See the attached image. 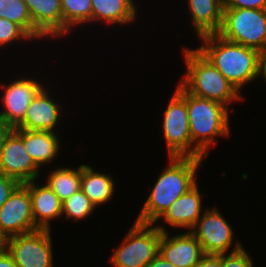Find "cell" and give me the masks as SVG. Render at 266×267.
Wrapping results in <instances>:
<instances>
[{
    "label": "cell",
    "instance_id": "cell-1",
    "mask_svg": "<svg viewBox=\"0 0 266 267\" xmlns=\"http://www.w3.org/2000/svg\"><path fill=\"white\" fill-rule=\"evenodd\" d=\"M202 45L197 49L220 71L239 92L245 84L263 77L262 53L254 48L233 43L220 35L199 37Z\"/></svg>",
    "mask_w": 266,
    "mask_h": 267
},
{
    "label": "cell",
    "instance_id": "cell-2",
    "mask_svg": "<svg viewBox=\"0 0 266 267\" xmlns=\"http://www.w3.org/2000/svg\"><path fill=\"white\" fill-rule=\"evenodd\" d=\"M168 159L170 164L159 174L135 221L157 224L174 201L198 184L196 173L204 159L174 156Z\"/></svg>",
    "mask_w": 266,
    "mask_h": 267
},
{
    "label": "cell",
    "instance_id": "cell-3",
    "mask_svg": "<svg viewBox=\"0 0 266 267\" xmlns=\"http://www.w3.org/2000/svg\"><path fill=\"white\" fill-rule=\"evenodd\" d=\"M189 129L192 139V157L205 159L218 137L230 134L228 107L224 104L197 97L186 91Z\"/></svg>",
    "mask_w": 266,
    "mask_h": 267
},
{
    "label": "cell",
    "instance_id": "cell-4",
    "mask_svg": "<svg viewBox=\"0 0 266 267\" xmlns=\"http://www.w3.org/2000/svg\"><path fill=\"white\" fill-rule=\"evenodd\" d=\"M183 55L187 71L179 84L188 93L220 102L227 107L233 101L243 100L240 92L197 48H184Z\"/></svg>",
    "mask_w": 266,
    "mask_h": 267
},
{
    "label": "cell",
    "instance_id": "cell-5",
    "mask_svg": "<svg viewBox=\"0 0 266 267\" xmlns=\"http://www.w3.org/2000/svg\"><path fill=\"white\" fill-rule=\"evenodd\" d=\"M217 34L263 53L266 50V9L223 8V22Z\"/></svg>",
    "mask_w": 266,
    "mask_h": 267
},
{
    "label": "cell",
    "instance_id": "cell-6",
    "mask_svg": "<svg viewBox=\"0 0 266 267\" xmlns=\"http://www.w3.org/2000/svg\"><path fill=\"white\" fill-rule=\"evenodd\" d=\"M153 224L134 221L122 244L113 251V267H146L159 254L162 231Z\"/></svg>",
    "mask_w": 266,
    "mask_h": 267
},
{
    "label": "cell",
    "instance_id": "cell-7",
    "mask_svg": "<svg viewBox=\"0 0 266 267\" xmlns=\"http://www.w3.org/2000/svg\"><path fill=\"white\" fill-rule=\"evenodd\" d=\"M162 130L169 157H192L186 90L180 84L163 112Z\"/></svg>",
    "mask_w": 266,
    "mask_h": 267
},
{
    "label": "cell",
    "instance_id": "cell-8",
    "mask_svg": "<svg viewBox=\"0 0 266 267\" xmlns=\"http://www.w3.org/2000/svg\"><path fill=\"white\" fill-rule=\"evenodd\" d=\"M6 250L19 267H53L51 230L38 229L6 239Z\"/></svg>",
    "mask_w": 266,
    "mask_h": 267
},
{
    "label": "cell",
    "instance_id": "cell-9",
    "mask_svg": "<svg viewBox=\"0 0 266 267\" xmlns=\"http://www.w3.org/2000/svg\"><path fill=\"white\" fill-rule=\"evenodd\" d=\"M190 232L201 244L204 254H226L233 244L234 231L216 207L203 211Z\"/></svg>",
    "mask_w": 266,
    "mask_h": 267
},
{
    "label": "cell",
    "instance_id": "cell-10",
    "mask_svg": "<svg viewBox=\"0 0 266 267\" xmlns=\"http://www.w3.org/2000/svg\"><path fill=\"white\" fill-rule=\"evenodd\" d=\"M38 229L32 214L29 188L19 184L0 208V232L9 238Z\"/></svg>",
    "mask_w": 266,
    "mask_h": 267
},
{
    "label": "cell",
    "instance_id": "cell-11",
    "mask_svg": "<svg viewBox=\"0 0 266 267\" xmlns=\"http://www.w3.org/2000/svg\"><path fill=\"white\" fill-rule=\"evenodd\" d=\"M1 87L4 90L1 96L4 111H0V120L16 128L23 121L31 101L44 86L36 79L17 78Z\"/></svg>",
    "mask_w": 266,
    "mask_h": 267
},
{
    "label": "cell",
    "instance_id": "cell-12",
    "mask_svg": "<svg viewBox=\"0 0 266 267\" xmlns=\"http://www.w3.org/2000/svg\"><path fill=\"white\" fill-rule=\"evenodd\" d=\"M40 169L24 146L23 139L13 130L7 137L0 155V173L20 184L39 178Z\"/></svg>",
    "mask_w": 266,
    "mask_h": 267
},
{
    "label": "cell",
    "instance_id": "cell-13",
    "mask_svg": "<svg viewBox=\"0 0 266 267\" xmlns=\"http://www.w3.org/2000/svg\"><path fill=\"white\" fill-rule=\"evenodd\" d=\"M162 231L159 255L176 267H194L205 255L202 246L190 232L169 236L165 226L156 225Z\"/></svg>",
    "mask_w": 266,
    "mask_h": 267
},
{
    "label": "cell",
    "instance_id": "cell-14",
    "mask_svg": "<svg viewBox=\"0 0 266 267\" xmlns=\"http://www.w3.org/2000/svg\"><path fill=\"white\" fill-rule=\"evenodd\" d=\"M33 22V39L63 37L60 0H24Z\"/></svg>",
    "mask_w": 266,
    "mask_h": 267
},
{
    "label": "cell",
    "instance_id": "cell-15",
    "mask_svg": "<svg viewBox=\"0 0 266 267\" xmlns=\"http://www.w3.org/2000/svg\"><path fill=\"white\" fill-rule=\"evenodd\" d=\"M43 87L31 101L23 121L14 129L56 132L60 122L61 107L50 91Z\"/></svg>",
    "mask_w": 266,
    "mask_h": 267
},
{
    "label": "cell",
    "instance_id": "cell-16",
    "mask_svg": "<svg viewBox=\"0 0 266 267\" xmlns=\"http://www.w3.org/2000/svg\"><path fill=\"white\" fill-rule=\"evenodd\" d=\"M36 180L24 183L30 192L32 214L39 229L51 230V220L62 216V201L45 183L37 185Z\"/></svg>",
    "mask_w": 266,
    "mask_h": 267
},
{
    "label": "cell",
    "instance_id": "cell-17",
    "mask_svg": "<svg viewBox=\"0 0 266 267\" xmlns=\"http://www.w3.org/2000/svg\"><path fill=\"white\" fill-rule=\"evenodd\" d=\"M202 196L196 184L174 201L159 219L164 220L171 227L190 231L203 213Z\"/></svg>",
    "mask_w": 266,
    "mask_h": 267
},
{
    "label": "cell",
    "instance_id": "cell-18",
    "mask_svg": "<svg viewBox=\"0 0 266 267\" xmlns=\"http://www.w3.org/2000/svg\"><path fill=\"white\" fill-rule=\"evenodd\" d=\"M14 131L23 139L25 149L39 168L57 158L61 149V139H58L57 132L25 129Z\"/></svg>",
    "mask_w": 266,
    "mask_h": 267
},
{
    "label": "cell",
    "instance_id": "cell-19",
    "mask_svg": "<svg viewBox=\"0 0 266 267\" xmlns=\"http://www.w3.org/2000/svg\"><path fill=\"white\" fill-rule=\"evenodd\" d=\"M192 25L197 37L216 34L223 22V4L220 0H187Z\"/></svg>",
    "mask_w": 266,
    "mask_h": 267
},
{
    "label": "cell",
    "instance_id": "cell-20",
    "mask_svg": "<svg viewBox=\"0 0 266 267\" xmlns=\"http://www.w3.org/2000/svg\"><path fill=\"white\" fill-rule=\"evenodd\" d=\"M92 22H104L111 25H125L137 18V4L134 0H91Z\"/></svg>",
    "mask_w": 266,
    "mask_h": 267
},
{
    "label": "cell",
    "instance_id": "cell-21",
    "mask_svg": "<svg viewBox=\"0 0 266 267\" xmlns=\"http://www.w3.org/2000/svg\"><path fill=\"white\" fill-rule=\"evenodd\" d=\"M90 165H81V190L97 207L110 201L115 192V182L110 174L96 172Z\"/></svg>",
    "mask_w": 266,
    "mask_h": 267
},
{
    "label": "cell",
    "instance_id": "cell-22",
    "mask_svg": "<svg viewBox=\"0 0 266 267\" xmlns=\"http://www.w3.org/2000/svg\"><path fill=\"white\" fill-rule=\"evenodd\" d=\"M47 177L46 184L63 202L81 188V165L77 169L58 166V169L50 171Z\"/></svg>",
    "mask_w": 266,
    "mask_h": 267
},
{
    "label": "cell",
    "instance_id": "cell-23",
    "mask_svg": "<svg viewBox=\"0 0 266 267\" xmlns=\"http://www.w3.org/2000/svg\"><path fill=\"white\" fill-rule=\"evenodd\" d=\"M63 17V36L71 32L72 27L92 22L91 0H60Z\"/></svg>",
    "mask_w": 266,
    "mask_h": 267
},
{
    "label": "cell",
    "instance_id": "cell-24",
    "mask_svg": "<svg viewBox=\"0 0 266 267\" xmlns=\"http://www.w3.org/2000/svg\"><path fill=\"white\" fill-rule=\"evenodd\" d=\"M18 24L33 40V22L24 0H0V18Z\"/></svg>",
    "mask_w": 266,
    "mask_h": 267
},
{
    "label": "cell",
    "instance_id": "cell-25",
    "mask_svg": "<svg viewBox=\"0 0 266 267\" xmlns=\"http://www.w3.org/2000/svg\"><path fill=\"white\" fill-rule=\"evenodd\" d=\"M95 208L96 206L80 189L62 202V217L65 214L66 220L73 219L77 222L92 215Z\"/></svg>",
    "mask_w": 266,
    "mask_h": 267
},
{
    "label": "cell",
    "instance_id": "cell-26",
    "mask_svg": "<svg viewBox=\"0 0 266 267\" xmlns=\"http://www.w3.org/2000/svg\"><path fill=\"white\" fill-rule=\"evenodd\" d=\"M24 39L32 40V38L18 25L7 19L0 18V47L11 45L10 43Z\"/></svg>",
    "mask_w": 266,
    "mask_h": 267
},
{
    "label": "cell",
    "instance_id": "cell-27",
    "mask_svg": "<svg viewBox=\"0 0 266 267\" xmlns=\"http://www.w3.org/2000/svg\"><path fill=\"white\" fill-rule=\"evenodd\" d=\"M222 267H254V265L242 244L236 241L229 254H222Z\"/></svg>",
    "mask_w": 266,
    "mask_h": 267
},
{
    "label": "cell",
    "instance_id": "cell-28",
    "mask_svg": "<svg viewBox=\"0 0 266 267\" xmlns=\"http://www.w3.org/2000/svg\"><path fill=\"white\" fill-rule=\"evenodd\" d=\"M19 184L16 179L0 173V208Z\"/></svg>",
    "mask_w": 266,
    "mask_h": 267
},
{
    "label": "cell",
    "instance_id": "cell-29",
    "mask_svg": "<svg viewBox=\"0 0 266 267\" xmlns=\"http://www.w3.org/2000/svg\"><path fill=\"white\" fill-rule=\"evenodd\" d=\"M223 8L266 9V0H223Z\"/></svg>",
    "mask_w": 266,
    "mask_h": 267
},
{
    "label": "cell",
    "instance_id": "cell-30",
    "mask_svg": "<svg viewBox=\"0 0 266 267\" xmlns=\"http://www.w3.org/2000/svg\"><path fill=\"white\" fill-rule=\"evenodd\" d=\"M194 267H222V254H205Z\"/></svg>",
    "mask_w": 266,
    "mask_h": 267
},
{
    "label": "cell",
    "instance_id": "cell-31",
    "mask_svg": "<svg viewBox=\"0 0 266 267\" xmlns=\"http://www.w3.org/2000/svg\"><path fill=\"white\" fill-rule=\"evenodd\" d=\"M13 130H14L13 127L7 125L6 123L0 120V155L3 150L7 137Z\"/></svg>",
    "mask_w": 266,
    "mask_h": 267
},
{
    "label": "cell",
    "instance_id": "cell-32",
    "mask_svg": "<svg viewBox=\"0 0 266 267\" xmlns=\"http://www.w3.org/2000/svg\"><path fill=\"white\" fill-rule=\"evenodd\" d=\"M0 267H19L13 260L11 254L5 249L0 252Z\"/></svg>",
    "mask_w": 266,
    "mask_h": 267
},
{
    "label": "cell",
    "instance_id": "cell-33",
    "mask_svg": "<svg viewBox=\"0 0 266 267\" xmlns=\"http://www.w3.org/2000/svg\"><path fill=\"white\" fill-rule=\"evenodd\" d=\"M146 267H176L172 265L170 262L165 260L162 256L159 254L151 260Z\"/></svg>",
    "mask_w": 266,
    "mask_h": 267
},
{
    "label": "cell",
    "instance_id": "cell-34",
    "mask_svg": "<svg viewBox=\"0 0 266 267\" xmlns=\"http://www.w3.org/2000/svg\"><path fill=\"white\" fill-rule=\"evenodd\" d=\"M263 79L266 82V50L262 53Z\"/></svg>",
    "mask_w": 266,
    "mask_h": 267
},
{
    "label": "cell",
    "instance_id": "cell-35",
    "mask_svg": "<svg viewBox=\"0 0 266 267\" xmlns=\"http://www.w3.org/2000/svg\"><path fill=\"white\" fill-rule=\"evenodd\" d=\"M6 237L0 232V252L6 249Z\"/></svg>",
    "mask_w": 266,
    "mask_h": 267
}]
</instances>
